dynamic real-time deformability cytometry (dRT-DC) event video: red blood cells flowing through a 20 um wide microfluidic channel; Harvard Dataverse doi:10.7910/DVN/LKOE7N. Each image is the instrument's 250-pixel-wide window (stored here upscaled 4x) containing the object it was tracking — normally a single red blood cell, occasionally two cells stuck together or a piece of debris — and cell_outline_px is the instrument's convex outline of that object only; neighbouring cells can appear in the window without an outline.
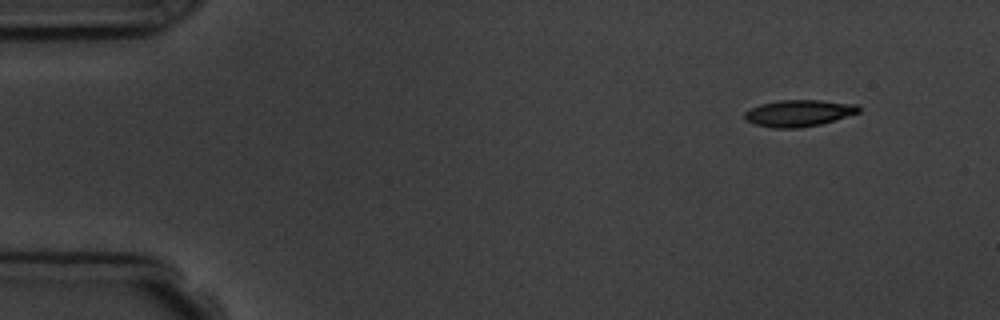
{"species": "common noctule bat (a hibernating species)", "species_latin": "Nyctalus noctula", "temperature_condition": "room temperature", "stored_images_in_passage": 4, "camera_frame_rate_fps": 3000, "um_per_image_px": 0.085, "animal": {"sex": "male", "body_mass_g": 19.5, "forearm_length_mm": 54.6}, "frame": {"image": 1, "passage_image": 1, "time_ms": 0.0, "image_size_px": [1000, 320], "cell_outline_px": [[860, 112], [820, 124], [800, 128], [772, 128], [752, 124], [744, 120], [744, 112], [760, 104], [780, 100], [820, 100], [856, 104], [860, 108]], "centroid_in_image_um": [67.85, 9.62], "position_along_channel_um": 17.2, "area_um2": 17.74}}
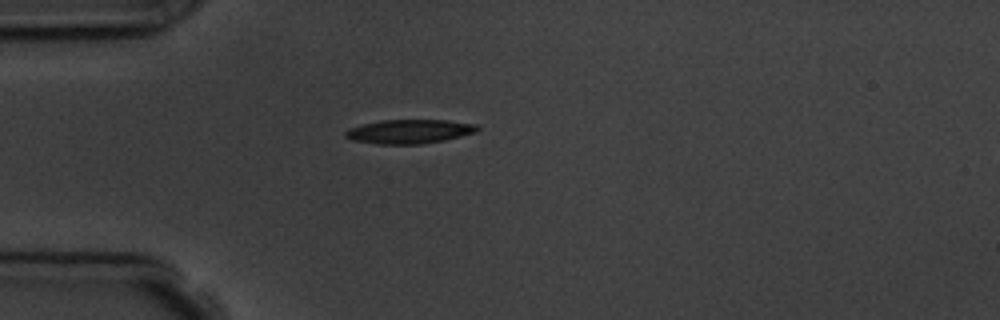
{"frame": {"image": 2, "passage_image": 4, "time_ms": 3.333, "image_size_px": [1000, 320], "cell_outline_px": [[480, 128], [476, 132], [444, 140], [420, 144], [376, 144], [352, 140], [344, 136], [344, 132], [348, 128], [380, 120], [448, 120], [476, 124]], "centroid_in_image_um": [34.77, 11.17], "position_along_channel_um": 50.2, "area_um2": 18.5}}